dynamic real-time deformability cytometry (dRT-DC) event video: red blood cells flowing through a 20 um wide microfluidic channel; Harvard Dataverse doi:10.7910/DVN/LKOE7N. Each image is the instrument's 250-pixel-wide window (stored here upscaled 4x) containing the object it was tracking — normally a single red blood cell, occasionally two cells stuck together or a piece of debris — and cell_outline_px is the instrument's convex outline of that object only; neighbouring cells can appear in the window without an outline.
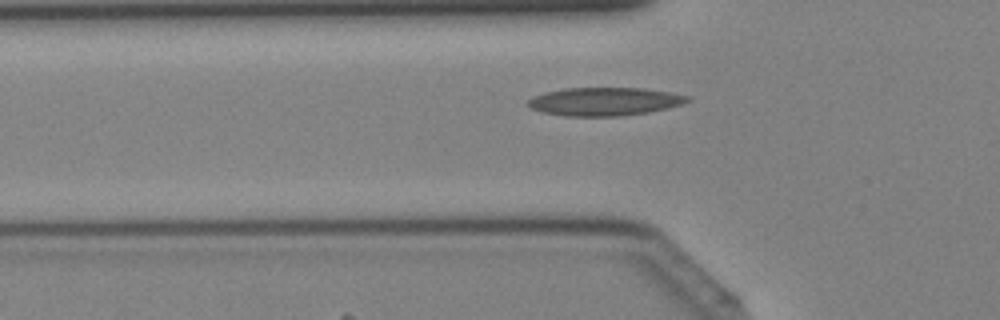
{"species": "Egyptian fruit bat (a non-hibernating species)", "species_latin": "Rousettus aegyptiacus", "temperature_condition": "cold", "stored_images_in_passage": 39, "camera_frame_rate_fps": 3000, "um_per_image_px": 0.085, "animal": {"sex": "female"}, "frame": {"image": 1, "passage_image": 11, "time_ms": 3.333, "image_size_px": [1000, 320], "cell_outline_px": [[688, 100], [680, 104], [668, 108], [648, 112], [620, 116], [564, 116], [544, 112], [532, 108], [528, 104], [528, 100], [544, 92], [564, 88], [644, 88], [668, 92], [688, 96]], "centroid_in_image_um": [51.37, 8.63], "position_along_channel_um": 74.4, "area_um2": 25.89}}
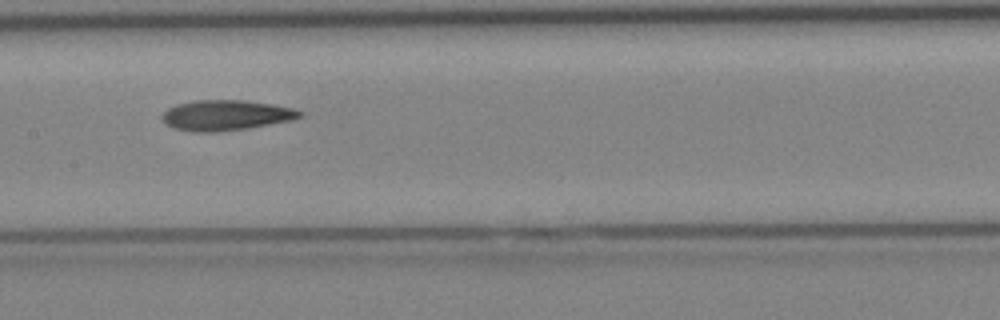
{"frame": {"image": 2, "passage_image": 18, "time_ms": 5.667, "image_size_px": [1000, 320], "cell_outline_px": [[304, 116], [292, 120], [244, 128], [212, 132], [192, 132], [172, 128], [164, 124], [160, 116], [168, 108], [176, 104], [196, 100], [244, 100], [272, 104], [292, 108], [304, 112]], "centroid_in_image_um": [19.16, 9.79], "position_along_channel_um": 188.2, "area_um2": 24.39}}
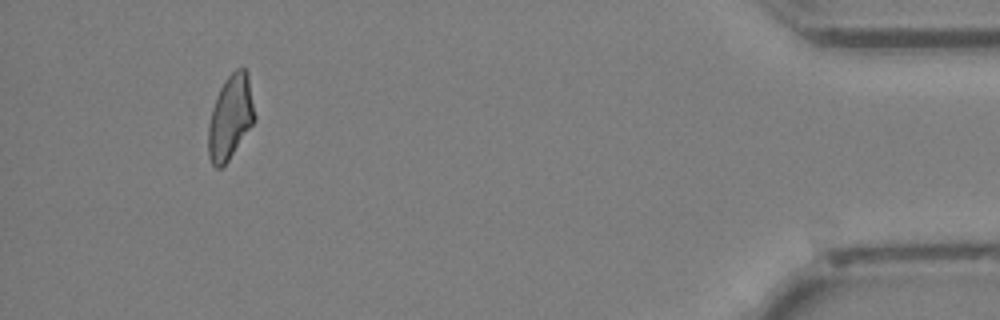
{"frame": {"image": 3, "passage_image": 36, "time_ms": 11.667, "image_size_px": [1000, 320], "cell_outline_px": [[256, 120], [228, 160], [220, 168], [216, 168], [212, 164], [208, 156], [208, 124], [212, 108], [216, 96], [224, 80], [236, 68], [244, 68], [248, 72], [256, 116]], "centroid_in_image_um": [19.59, 9.94], "position_along_channel_um": 415.6, "area_um2": 22.89}}